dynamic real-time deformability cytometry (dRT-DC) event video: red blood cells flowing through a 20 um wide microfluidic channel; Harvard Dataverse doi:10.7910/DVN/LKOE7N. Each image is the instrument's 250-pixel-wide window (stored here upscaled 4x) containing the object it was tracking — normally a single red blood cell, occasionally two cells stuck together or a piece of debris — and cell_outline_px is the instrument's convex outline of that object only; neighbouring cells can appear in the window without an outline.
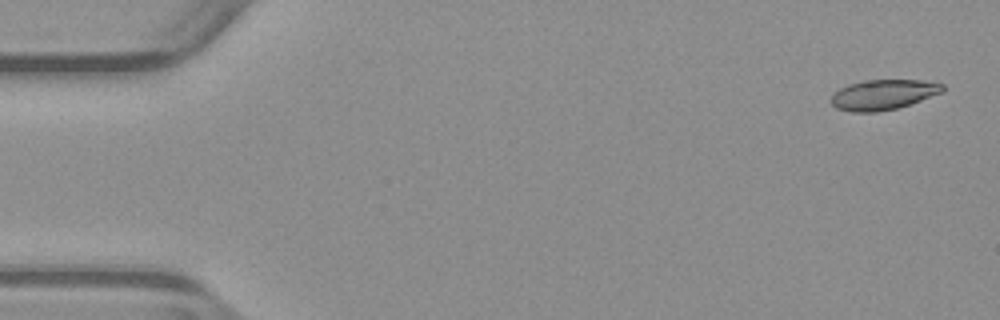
{"species": "common noctule bat (a hibernating species)", "species_latin": "Nyctalus noctula", "temperature_condition": "warm", "stored_images_in_passage": 53, "camera_frame_rate_fps": 3000, "um_per_image_px": 0.085, "animal": {"sex": "male", "body_mass_g": 23.1, "forearm_length_mm": 52.7}, "frame": {"image": 1, "passage_image": 2, "time_ms": 0.333, "image_size_px": [1000, 320], "cell_outline_px": [[944, 92], [896, 108], [876, 112], [852, 112], [836, 108], [832, 104], [832, 92], [848, 84], [864, 80], [920, 80], [944, 84]], "centroid_in_image_um": [75.05, 8.04], "position_along_channel_um": 9.9, "area_um2": 19.54}}
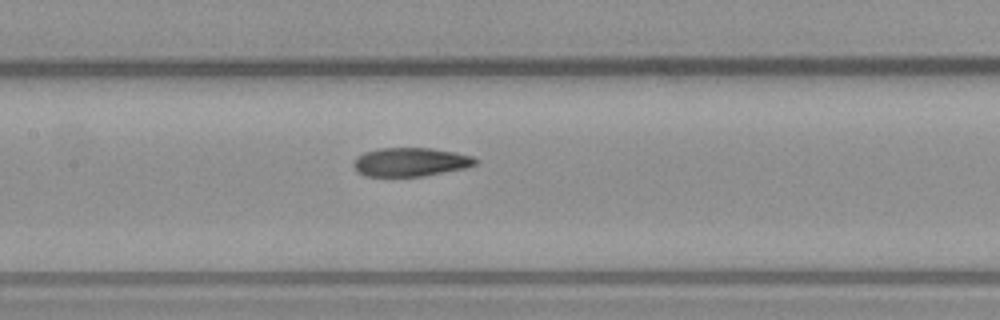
{"frame": {"image": 2, "passage_image": 25, "time_ms": 8.0, "image_size_px": [1000, 320], "cell_outline_px": [[480, 160], [476, 164], [464, 168], [424, 176], [364, 176], [356, 172], [352, 164], [356, 156], [364, 152], [380, 148], [432, 148], [472, 156]], "centroid_in_image_um": [34.85, 13.77], "position_along_channel_um": 172.6, "area_um2": 20.46}}
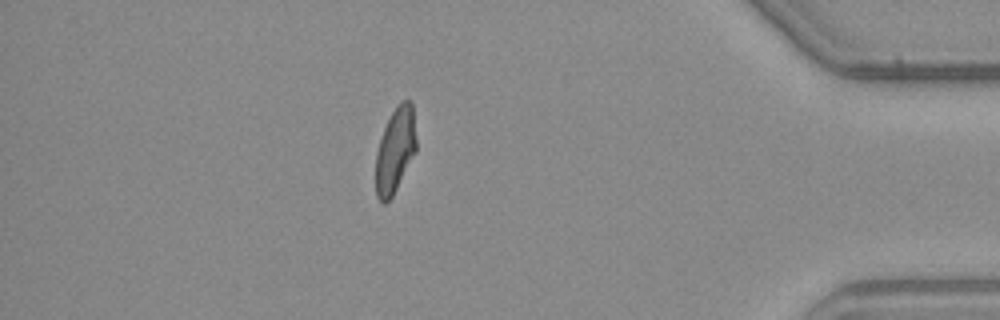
{"frame": {"image": 3, "passage_image": 46, "time_ms": 15.0, "image_size_px": [1000, 320], "cell_outline_px": [[416, 152], [392, 196], [384, 204], [376, 196], [376, 152], [384, 128], [392, 112], [400, 100], [412, 100], [416, 140]], "centroid_in_image_um": [33.6, 12.74], "position_along_channel_um": 401.6, "area_um2": 20.0}, "authors_computed_cell_mechanics": {"area_um2": 20.9814, "velocity_mm_per_s": 3.9259, "shape_relaxation_time_tau1_ms": 5.0858, "shape_relaxation_time_tau2_ms": 2.6928, "deformation_change_tau1": 0.2007, "deformation_change_tau2": 0.1087}}